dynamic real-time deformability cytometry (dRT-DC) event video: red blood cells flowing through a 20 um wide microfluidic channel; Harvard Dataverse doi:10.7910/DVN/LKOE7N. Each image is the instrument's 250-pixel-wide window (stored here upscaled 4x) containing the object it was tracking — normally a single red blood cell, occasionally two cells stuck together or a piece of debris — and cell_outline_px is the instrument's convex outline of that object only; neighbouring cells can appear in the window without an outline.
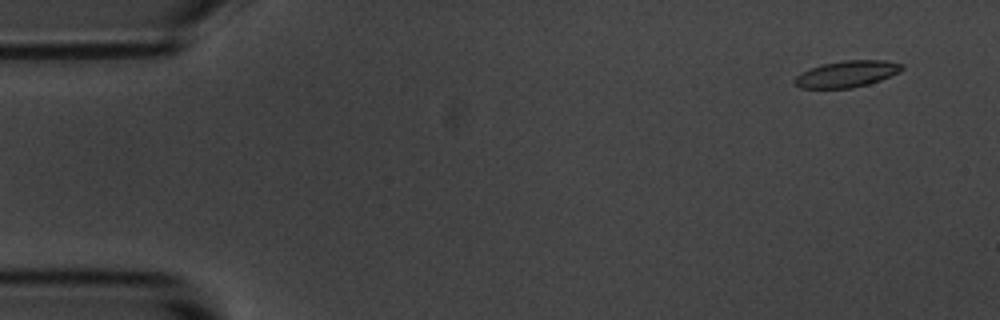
{"species": "common noctule bat (a hibernating species)", "species_latin": "Nyctalus noctula", "temperature_condition": "room temperature", "stored_images_in_passage": 55, "camera_frame_rate_fps": 3000, "um_per_image_px": 0.085, "animal": {"sex": "male", "body_mass_g": 20.1, "forearm_length_mm": 53.5}, "frame": {"image": 1, "passage_image": 4, "time_ms": 1.0, "image_size_px": [1000, 320], "cell_outline_px": [[904, 68], [900, 72], [880, 80], [868, 84], [852, 88], [800, 88], [792, 84], [792, 80], [800, 72], [808, 68], [820, 64], [844, 60], [884, 60], [904, 64]], "centroid_in_image_um": [71.93, 6.28], "position_along_channel_um": 13.1, "area_um2": 16.88}}
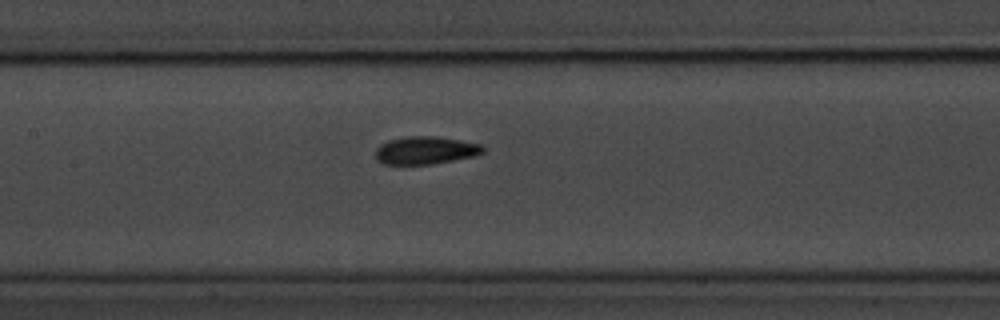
{"frame": {"image": 2, "passage_image": 26, "time_ms": 8.333, "image_size_px": [1000, 320], "cell_outline_px": [[484, 152], [476, 156], [432, 164], [384, 164], [376, 160], [376, 148], [380, 144], [388, 140], [408, 136], [436, 136], [460, 140], [480, 144], [484, 148]], "centroid_in_image_um": [36.16, 12.78], "position_along_channel_um": 171.2, "area_um2": 17.46}}
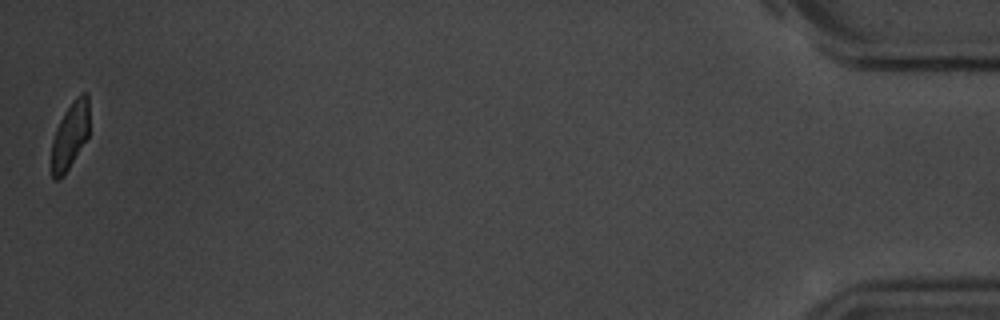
{"frame": {"image": 3, "passage_image": 55, "time_ms": 18.0, "image_size_px": [1000, 320], "cell_outline_px": [[88, 136], [64, 176], [60, 180], [52, 180], [52, 140], [56, 128], [64, 112], [72, 100], [80, 92], [88, 92]], "centroid_in_image_um": [5.94, 11.51], "position_along_channel_um": 429.3, "area_um2": 14.8}, "authors_computed_cell_mechanics": {"area_um2": 16.9354, "velocity_mm_per_s": 3.6521, "shape_relaxation_time_tau1_ms": 2.7537, "shape_relaxation_time_tau2_ms": 2.5549, "deformation_change_tau1": 0.1069, "deformation_change_tau2": 0.0586}}